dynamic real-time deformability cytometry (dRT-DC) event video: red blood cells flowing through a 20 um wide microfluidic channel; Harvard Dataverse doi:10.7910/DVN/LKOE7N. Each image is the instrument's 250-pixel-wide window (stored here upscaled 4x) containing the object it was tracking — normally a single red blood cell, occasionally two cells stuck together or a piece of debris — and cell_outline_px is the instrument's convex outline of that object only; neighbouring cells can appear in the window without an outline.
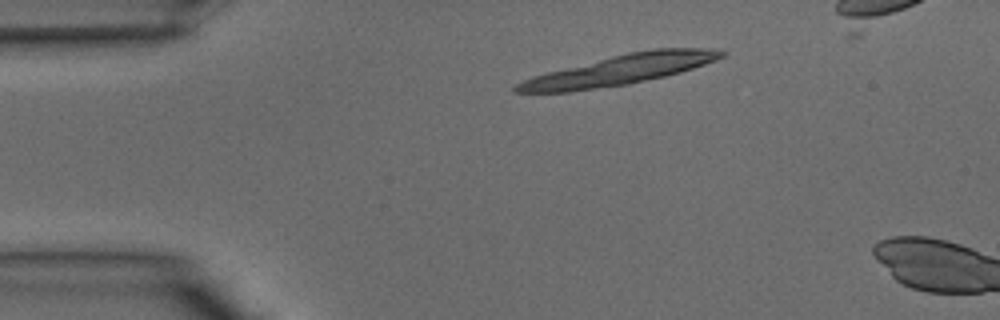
{"species": "common noctule bat (a hibernating species)", "species_latin": "Nyctalus noctula", "temperature_condition": "warm", "stored_images_in_passage": 3, "camera_frame_rate_fps": 3000, "um_per_image_px": 0.085, "animal": {"sex": "male", "body_mass_g": 15.6}, "frame": {"image": 1, "passage_image": 1, "time_ms": 0.0, "image_size_px": [1000, 320], "cell_outline_px": [[728, 52], [724, 56], [716, 60], [680, 72], [664, 76], [628, 84], [568, 92], [512, 92], [512, 88], [516, 84], [532, 76], [628, 52], [652, 48], [712, 48]], "centroid_in_image_um": [52.69, 5.93], "position_along_channel_um": 32.3, "area_um2": 35.43}}